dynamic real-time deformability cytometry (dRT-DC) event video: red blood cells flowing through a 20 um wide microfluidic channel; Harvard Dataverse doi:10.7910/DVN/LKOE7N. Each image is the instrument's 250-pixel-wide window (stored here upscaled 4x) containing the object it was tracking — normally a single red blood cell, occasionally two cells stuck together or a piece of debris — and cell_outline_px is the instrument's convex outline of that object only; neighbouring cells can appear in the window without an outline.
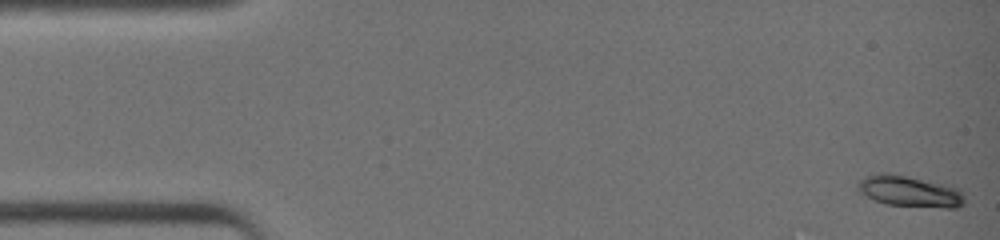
{"species": "common noctule bat (a hibernating species)", "species_latin": "Nyctalus noctula", "temperature_condition": "warm", "stored_images_in_passage": 41, "camera_frame_rate_fps": 3000, "um_per_image_px": 0.085, "animal": {"sex": "female", "body_mass_g": 19.0, "forearm_length_mm": 51.5}, "frame": {"image": 1, "passage_image": 1, "time_ms": 0.0, "image_size_px": [1000, 240], "cell_outline_px": [[964, 204], [956, 208], [944, 208], [884, 204], [860, 192], [856, 188], [856, 184], [860, 180], [876, 172], [884, 172], [948, 184], [960, 188], [964, 196]], "centroid_in_image_um": [77.36, 16.26], "position_along_channel_um": 7.6, "area_um2": 19.54}}
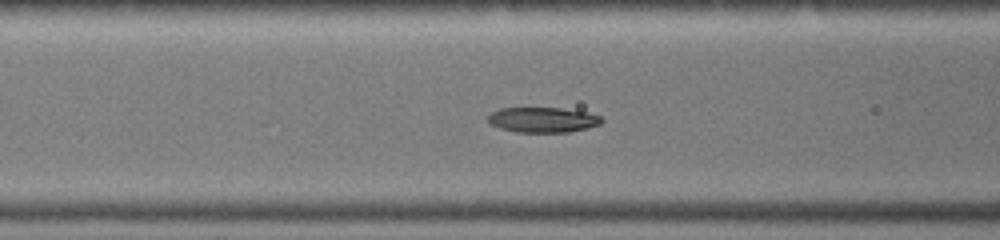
{"frame": {"image": 2, "passage_image": 17, "time_ms": 5.333, "image_size_px": [1000, 240], "cell_outline_px": [[604, 120], [600, 124], [588, 128], [568, 132], [516, 132], [500, 128], [488, 124], [488, 116], [492, 112], [500, 108], [560, 108], [588, 112], [600, 116]], "centroid_in_image_um": [46.14, 10.18], "position_along_channel_um": 120.5, "area_um2": 16.76}}
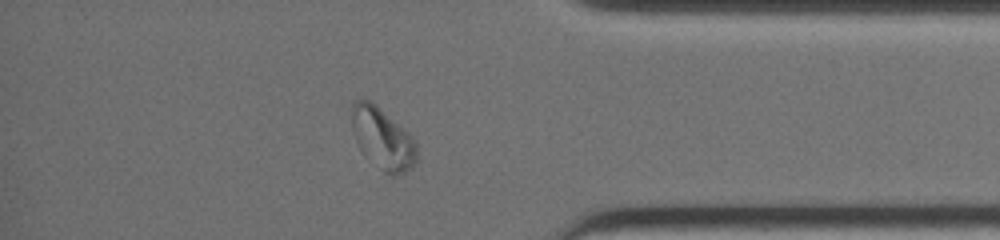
{"frame": {"image": 3, "passage_image": 36, "time_ms": 11.667, "image_size_px": [1000, 240], "cell_outline_px": [[416, 164], [412, 168], [396, 176], [392, 176], [384, 172], [360, 148], [356, 140], [352, 128], [352, 104], [356, 100], [368, 100], [376, 104], [412, 136], [416, 144]], "centroid_in_image_um": [32.54, 11.77], "position_along_channel_um": 402.7, "area_um2": 22.83}, "authors_computed_cell_mechanics": {"area_um2": 17.4556, "velocity_mm_per_s": 4.6044, "shape_relaxation_time_tau1_ms": 3.3735, "shape_relaxation_time_tau2_ms": null, "deformation_change_tau1": 0.1638, "deformation_change_tau2": null}}